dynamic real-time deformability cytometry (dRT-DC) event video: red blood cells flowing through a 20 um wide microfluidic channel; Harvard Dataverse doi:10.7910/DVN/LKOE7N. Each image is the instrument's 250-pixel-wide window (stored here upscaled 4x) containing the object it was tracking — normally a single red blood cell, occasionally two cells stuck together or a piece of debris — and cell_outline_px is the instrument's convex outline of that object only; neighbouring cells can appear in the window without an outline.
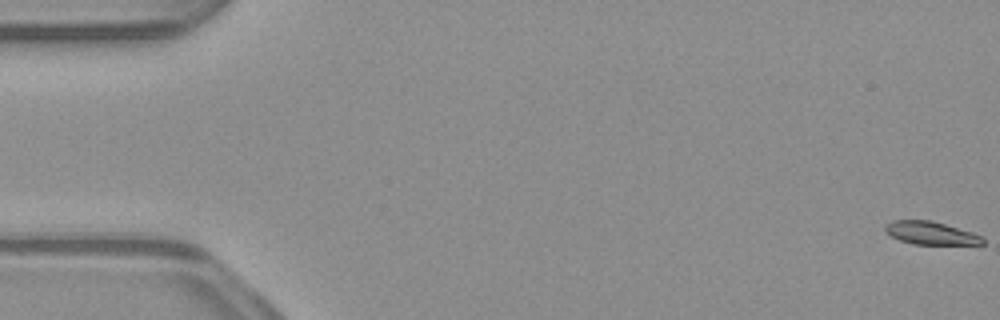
{"species": "common noctule bat (a hibernating species)", "species_latin": "Nyctalus noctula", "temperature_condition": "warm", "stored_images_in_passage": 53, "camera_frame_rate_fps": 3000, "um_per_image_px": 0.085, "animal": {"sex": "male", "body_mass_g": 23.1, "forearm_length_mm": 52.7}, "frame": {"image": 1, "passage_image": 1, "time_ms": 0.0, "image_size_px": [1000, 320], "cell_outline_px": [[984, 244], [912, 244], [900, 240], [884, 232], [884, 224], [892, 220], [932, 220], [972, 232], [984, 236]], "centroid_in_image_um": [79.09, 19.8], "position_along_channel_um": 5.9, "area_um2": 13.18}}
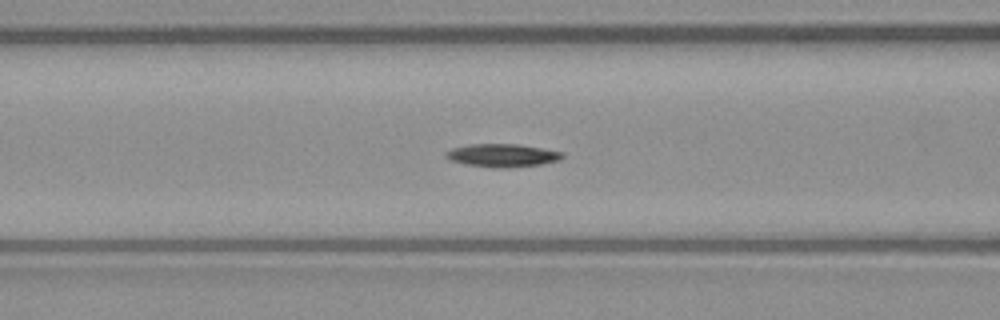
{"frame": {"image": 2, "passage_image": 22, "time_ms": 7.0, "image_size_px": [1000, 320], "cell_outline_px": [[564, 156], [560, 160], [540, 164], [508, 168], [496, 168], [464, 164], [448, 160], [444, 156], [444, 152], [452, 148], [468, 144], [520, 144], [564, 152]], "centroid_in_image_um": [42.67, 13.2], "position_along_channel_um": 123.9, "area_um2": 15.9}}
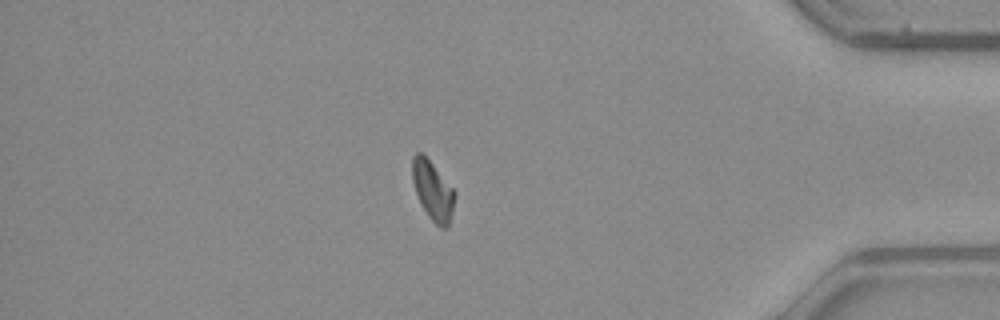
{"frame": {"image": 3, "passage_image": 46, "time_ms": 15.0, "image_size_px": [1000, 320], "cell_outline_px": [[456, 196], [448, 228], [440, 228], [428, 216], [420, 204], [412, 180], [412, 156], [416, 152], [420, 152], [432, 164], [456, 192]], "centroid_in_image_um": [36.78, 16.23], "position_along_channel_um": 398.4, "area_um2": 14.51}, "authors_computed_cell_mechanics": {"area_um2": 14.739, "velocity_mm_per_s": 3.9329, "shape_relaxation_time_tau1_ms": 6.7204, "shape_relaxation_time_tau2_ms": null, "deformation_change_tau1": 0.1748, "deformation_change_tau2": null}}